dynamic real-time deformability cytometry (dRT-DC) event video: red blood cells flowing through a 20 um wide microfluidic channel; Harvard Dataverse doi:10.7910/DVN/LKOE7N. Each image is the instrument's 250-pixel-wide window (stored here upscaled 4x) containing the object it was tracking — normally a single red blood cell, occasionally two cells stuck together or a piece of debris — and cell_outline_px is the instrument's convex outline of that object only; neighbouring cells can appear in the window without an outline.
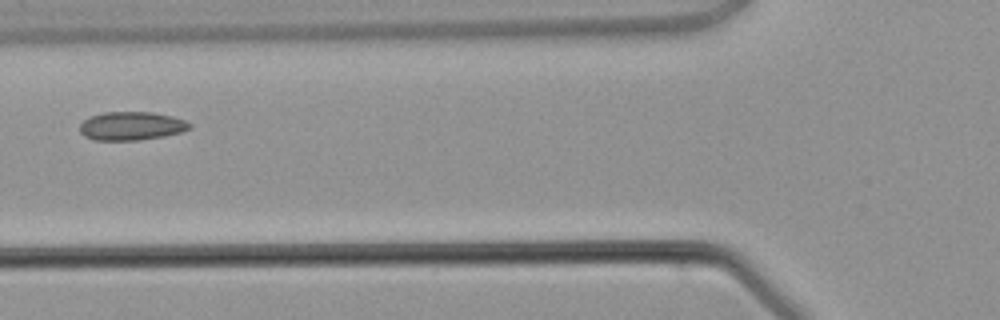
{"species": "common noctule bat (a hibernating species)", "species_latin": "Nyctalus noctula", "temperature_condition": "warm", "stored_images_in_passage": 4, "camera_frame_rate_fps": 3000, "um_per_image_px": 0.085, "animal": {"sex": "male", "body_mass_g": 21.5, "forearm_length_mm": 52.0}, "frame": {"image": 1, "passage_image": 3, "time_ms": 2.667, "image_size_px": [1000, 320], "cell_outline_px": [[192, 128], [180, 132], [164, 136], [136, 140], [96, 140], [84, 136], [80, 132], [80, 124], [88, 116], [104, 112], [152, 112], [172, 116], [184, 120], [192, 124]], "centroid_in_image_um": [11.16, 10.7], "position_along_channel_um": 114.6, "area_um2": 18.26}}
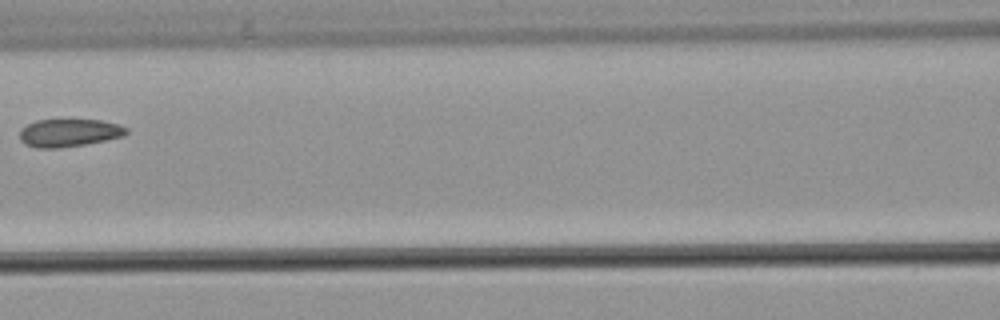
{"frame": {"image": 2, "passage_image": 4, "time_ms": 3.667, "image_size_px": [1000, 320], "cell_outline_px": [[128, 132], [124, 136], [84, 144], [56, 148], [36, 148], [24, 144], [20, 140], [20, 132], [28, 124], [36, 120], [100, 120], [116, 124], [128, 128]], "centroid_in_image_um": [5.86, 11.29], "position_along_channel_um": 160.7, "area_um2": 17.05}}